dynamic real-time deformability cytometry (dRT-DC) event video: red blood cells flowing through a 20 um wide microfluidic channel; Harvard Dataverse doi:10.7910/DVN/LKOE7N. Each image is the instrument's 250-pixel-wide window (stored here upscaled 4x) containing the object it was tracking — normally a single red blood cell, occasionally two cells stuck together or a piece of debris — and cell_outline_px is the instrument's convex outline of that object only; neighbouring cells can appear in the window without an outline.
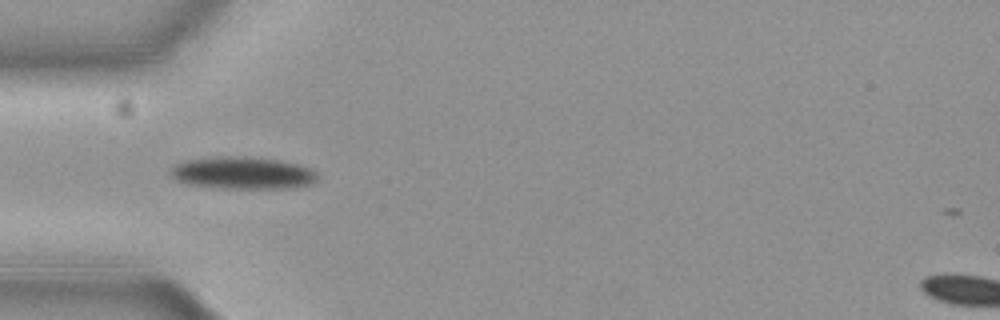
{"species": "common noctule bat (a hibernating species)", "species_latin": "Nyctalus noctula", "temperature_condition": "cold", "stored_images_in_passage": 35, "camera_frame_rate_fps": 3000, "um_per_image_px": 0.085, "animal": {"sex": "female", "body_mass_g": 19.3, "forearm_length_mm": 54.1}, "frame": {"image": 1, "passage_image": 1, "time_ms": 0.0, "image_size_px": [1000, 320], "cell_outline_px": [[320, 176], [312, 184], [288, 188], [220, 188], [188, 184], [176, 180], [168, 176], [168, 172], [176, 164], [184, 160], [228, 156], [236, 156], [276, 160], [300, 164], [316, 172]], "centroid_in_image_um": [20.6, 14.71], "position_along_channel_um": 64.4, "area_um2": 27.57}}
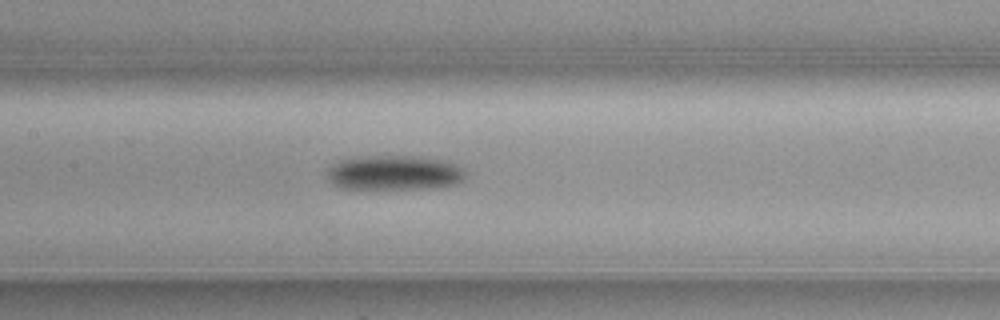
{"frame": {"image": 2, "passage_image": 10, "time_ms": 3.0, "image_size_px": [1000, 320], "cell_outline_px": [[464, 180], [456, 184], [440, 188], [344, 188], [336, 184], [328, 176], [328, 168], [332, 164], [340, 160], [384, 156], [420, 156], [444, 160], [456, 164], [464, 172]], "centroid_in_image_um": [33.6, 14.68], "position_along_channel_um": 173.8, "area_um2": 27.46}}
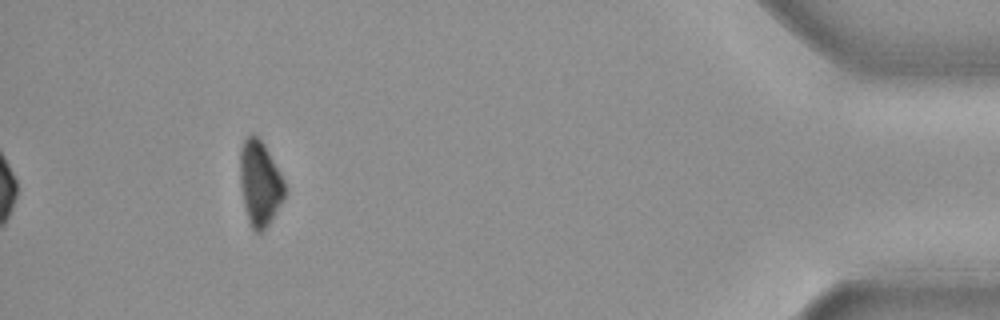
{"frame": {"image": 3, "passage_image": 35, "time_ms": 11.333, "image_size_px": [1000, 320], "cell_outline_px": [[284, 196], [280, 204], [268, 224], [260, 232], [256, 232], [252, 228], [248, 220], [244, 208], [240, 184], [240, 148], [244, 140], [252, 132], [264, 144], [280, 172], [284, 180]], "centroid_in_image_um": [22.06, 15.55], "position_along_channel_um": 413.1, "area_um2": 21.85}, "authors_computed_cell_mechanics": {"area_um2": 27.8596, "velocity_mm_per_s": 3.6812, "shape_relaxation_time_tau1_ms": 3.5692, "shape_relaxation_time_tau2_ms": null, "deformation_change_tau1": 0.1124, "deformation_change_tau2": null}}